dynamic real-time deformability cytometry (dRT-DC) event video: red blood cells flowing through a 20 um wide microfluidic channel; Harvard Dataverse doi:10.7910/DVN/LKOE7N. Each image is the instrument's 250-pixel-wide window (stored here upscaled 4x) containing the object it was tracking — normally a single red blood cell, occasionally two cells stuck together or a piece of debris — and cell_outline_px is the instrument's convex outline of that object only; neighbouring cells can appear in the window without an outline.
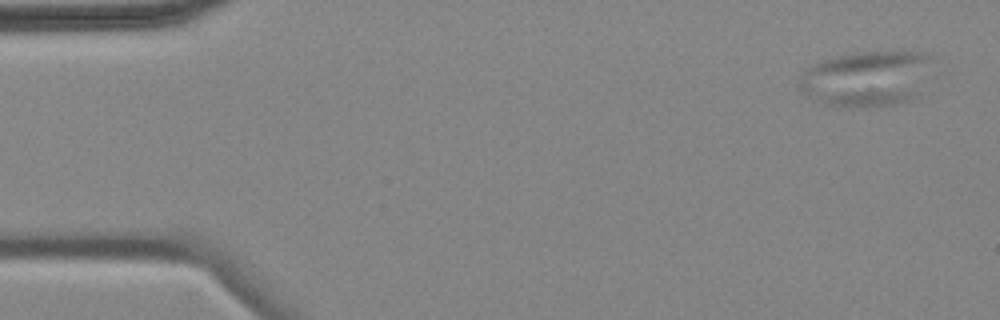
{"species": "common noctule bat (a hibernating species)", "species_latin": "Nyctalus noctula", "temperature_condition": "cold", "stored_images_in_passage": 3, "camera_frame_rate_fps": 3000, "um_per_image_px": 0.085, "animal": {"sex": "female", "body_mass_g": 18.4}, "frame": {"image": 1, "passage_image": 1, "time_ms": 0.0, "image_size_px": [1000, 320], "cell_outline_px": [[928, 56], [916, 96], [908, 100], [888, 104], [852, 108], [828, 104], [796, 88], [800, 76], [808, 68], [824, 60], [848, 52], [916, 52]], "centroid_in_image_um": [73.51, 6.68], "position_along_channel_um": 11.5, "area_um2": 41.27}}